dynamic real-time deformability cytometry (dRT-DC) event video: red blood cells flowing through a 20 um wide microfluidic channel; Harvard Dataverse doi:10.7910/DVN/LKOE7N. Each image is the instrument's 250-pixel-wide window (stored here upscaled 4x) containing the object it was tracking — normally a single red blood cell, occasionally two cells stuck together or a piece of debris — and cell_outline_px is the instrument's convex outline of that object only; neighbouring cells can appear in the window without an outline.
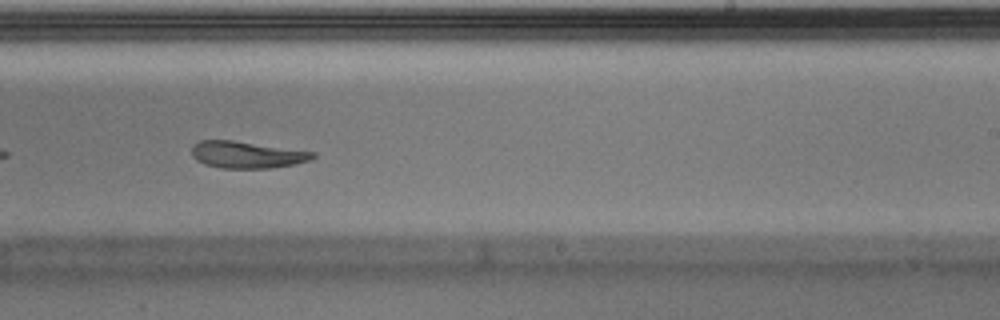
{"species": "Egyptian fruit bat (a non-hibernating species)", "species_latin": "Rousettus aegyptiacus", "temperature_condition": "warm", "stored_images_in_passage": 31, "camera_frame_rate_fps": 3000, "um_per_image_px": 0.085, "animal": {"sex": "male"}, "frame": {"image": 1, "passage_image": 14, "time_ms": 4.333, "image_size_px": [1000, 320], "cell_outline_px": [[316, 156], [312, 160], [272, 168], [220, 168], [204, 164], [196, 160], [192, 156], [192, 144], [200, 140], [232, 140], [316, 152]], "centroid_in_image_um": [20.97, 13.15], "position_along_channel_um": 268.0, "area_um2": 19.02}}